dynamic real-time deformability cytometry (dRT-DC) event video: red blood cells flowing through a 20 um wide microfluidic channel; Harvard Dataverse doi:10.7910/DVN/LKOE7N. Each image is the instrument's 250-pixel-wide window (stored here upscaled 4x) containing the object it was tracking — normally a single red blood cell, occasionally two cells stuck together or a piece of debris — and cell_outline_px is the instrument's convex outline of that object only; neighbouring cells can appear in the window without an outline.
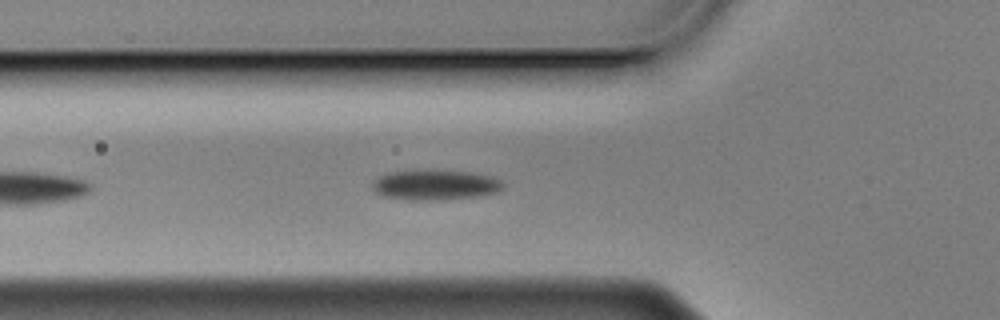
{"species": "Egyptian fruit bat (a non-hibernating species)", "species_latin": "Rousettus aegyptiacus", "temperature_condition": "cold", "stored_images_in_passage": 15, "camera_frame_rate_fps": 3000, "um_per_image_px": 0.085, "animal": {"sex": "male"}, "frame": {"image": 1, "passage_image": 7, "time_ms": 2.0, "image_size_px": [1000, 320], "cell_outline_px": [[504, 188], [496, 192], [480, 196], [436, 200], [404, 200], [384, 196], [376, 192], [372, 188], [372, 184], [380, 176], [388, 172], [416, 168], [424, 168], [468, 172], [488, 176], [500, 180], [504, 184]], "centroid_in_image_um": [36.95, 15.69], "position_along_channel_um": 88.9, "area_um2": 23.47}}
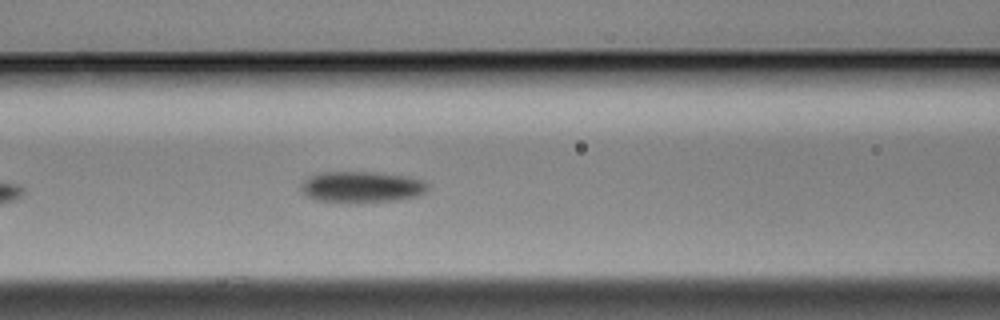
{"frame": {"image": 2, "passage_image": 11, "time_ms": 3.333, "image_size_px": [1000, 320], "cell_outline_px": [[428, 188], [424, 192], [416, 196], [396, 200], [356, 204], [348, 204], [316, 200], [308, 196], [300, 188], [304, 180], [312, 176], [324, 172], [376, 172], [408, 176], [420, 180], [428, 184]], "centroid_in_image_um": [30.74, 15.92], "position_along_channel_um": 135.9, "area_um2": 23.24}}